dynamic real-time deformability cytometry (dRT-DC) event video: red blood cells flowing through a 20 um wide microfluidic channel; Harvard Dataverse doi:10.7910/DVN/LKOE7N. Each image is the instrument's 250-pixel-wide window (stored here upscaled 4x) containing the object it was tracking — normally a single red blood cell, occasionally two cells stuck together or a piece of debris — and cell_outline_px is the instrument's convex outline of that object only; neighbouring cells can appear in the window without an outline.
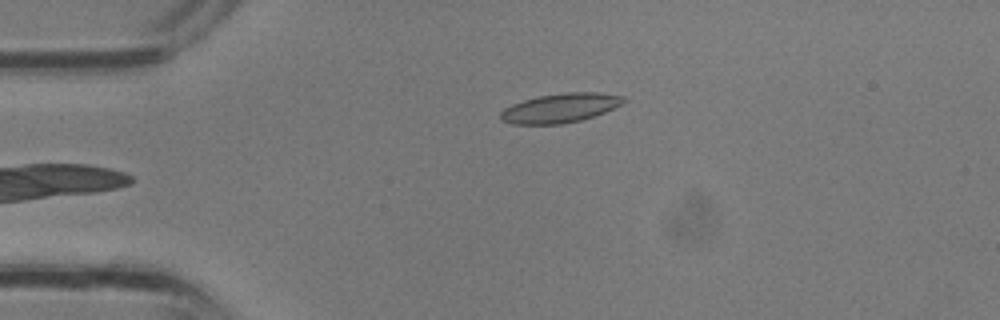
{"species": "common noctule bat (a hibernating species)", "species_latin": "Nyctalus noctula", "temperature_condition": "room temperature", "stored_images_in_passage": 4, "camera_frame_rate_fps": 3000, "um_per_image_px": 0.085, "animal": {"sex": "male", "body_mass_g": 13.3}, "frame": {"image": 1, "passage_image": 4, "time_ms": 1.0, "image_size_px": [1000, 320], "cell_outline_px": [[628, 100], [604, 112], [580, 120], [560, 124], [512, 124], [504, 120], [500, 116], [500, 112], [504, 108], [512, 104], [536, 96], [568, 92], [596, 92], [624, 96]], "centroid_in_image_um": [47.61, 9.17], "position_along_channel_um": 37.4, "area_um2": 20.75}}